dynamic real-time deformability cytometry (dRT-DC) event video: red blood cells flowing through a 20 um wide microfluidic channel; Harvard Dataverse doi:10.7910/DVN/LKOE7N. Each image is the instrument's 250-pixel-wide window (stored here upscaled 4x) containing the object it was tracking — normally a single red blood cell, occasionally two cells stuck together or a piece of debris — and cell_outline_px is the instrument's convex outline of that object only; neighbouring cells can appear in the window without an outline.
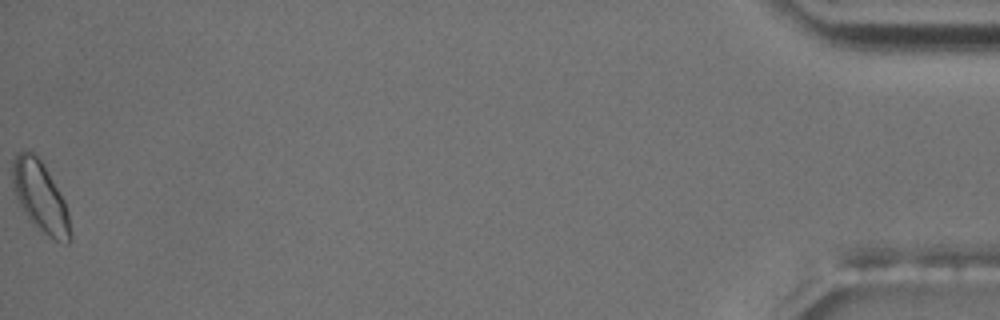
{"species": "common noctule bat (a hibernating species)", "species_latin": "Nyctalus noctula", "temperature_condition": "room temperature", "stored_images_in_passage": 56, "camera_frame_rate_fps": 3000, "um_per_image_px": 0.085, "animal": {"sex": "male", "body_mass_g": 17.5, "forearm_length_mm": 52.3}, "frame": {"image": 1, "passage_image": 56, "time_ms": 18.333, "image_size_px": [1000, 320], "cell_outline_px": [[72, 240], [68, 244], [56, 240], [48, 236], [32, 224], [24, 212], [16, 196], [12, 180], [12, 164], [16, 152], [24, 148], [32, 152], [40, 160], [64, 200], [68, 212], [72, 232]], "centroid_in_image_um": [3.43, 16.74], "position_along_channel_um": 431.8, "area_um2": 23.64}, "authors_computed_cell_mechanics": {"area_um2": 18.0625, "velocity_mm_per_s": 3.6713, "shape_relaxation_time_tau1_ms": 8.6062, "shape_relaxation_time_tau2_ms": 0.8014, "deformation_change_tau1": 0.0943, "deformation_change_tau2": 0.0456}}